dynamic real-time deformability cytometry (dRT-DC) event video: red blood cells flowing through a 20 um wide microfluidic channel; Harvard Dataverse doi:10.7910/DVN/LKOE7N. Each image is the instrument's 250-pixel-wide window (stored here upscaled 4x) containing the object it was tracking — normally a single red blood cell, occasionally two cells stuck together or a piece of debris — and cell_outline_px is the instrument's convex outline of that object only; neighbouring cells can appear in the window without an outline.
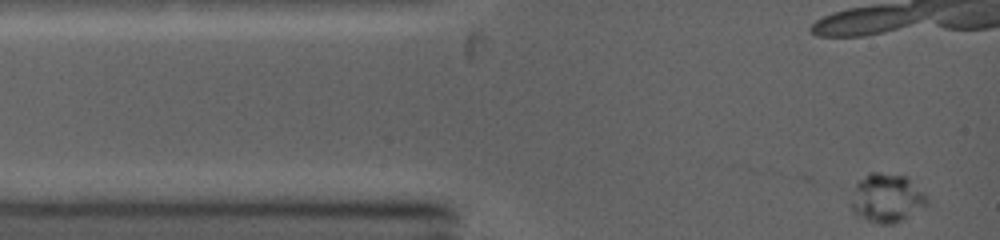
{"species": "common noctule bat (a hibernating species)", "species_latin": "Nyctalus noctula", "temperature_condition": "warm", "stored_images_in_passage": 1, "camera_frame_rate_fps": 5000, "um_per_image_px": 0.085, "animal": {"sex": "female", "body_mass_g": 19.0, "forearm_length_mm": 53.3}, "frame": {"image": 1, "passage_image": 1, "time_ms": 0.0, "image_size_px": [1000, 240], "cell_outline_px": [[928, 204], [900, 220], [892, 224], [880, 224], [856, 216], [852, 212], [848, 204], [856, 184], [860, 180], [872, 172], [876, 172], [908, 176], [924, 192], [928, 200]], "centroid_in_image_um": [75.34, 16.83], "position_along_channel_um": 9.7, "area_um2": 21.62}}